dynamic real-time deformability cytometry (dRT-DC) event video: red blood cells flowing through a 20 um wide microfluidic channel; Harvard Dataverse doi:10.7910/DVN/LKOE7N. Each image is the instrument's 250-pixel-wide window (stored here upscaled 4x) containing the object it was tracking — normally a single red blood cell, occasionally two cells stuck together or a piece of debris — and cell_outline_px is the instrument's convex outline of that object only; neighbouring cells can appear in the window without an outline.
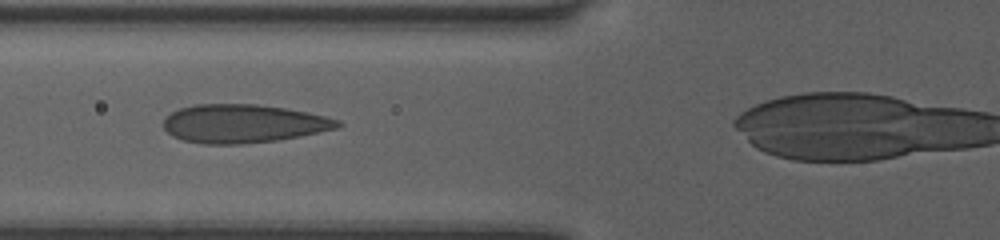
{"species": "human", "species_latin": "Homo sapiens", "temperature_condition": "room temperature", "stored_images_in_passage": 38, "camera_frame_rate_fps": 3000, "um_per_image_px": 0.085, "donor": {"sex": "female"}, "frame": {"image": 1, "passage_image": 14, "time_ms": 4.333, "image_size_px": [1000, 240], "cell_outline_px": [[344, 124], [340, 128], [276, 140], [244, 144], [204, 144], [184, 140], [172, 136], [164, 128], [164, 120], [172, 112], [180, 108], [196, 104], [256, 104], [284, 108], [308, 112], [340, 120]], "centroid_in_image_um": [20.7, 10.51], "position_along_channel_um": 105.1, "area_um2": 38.9}}
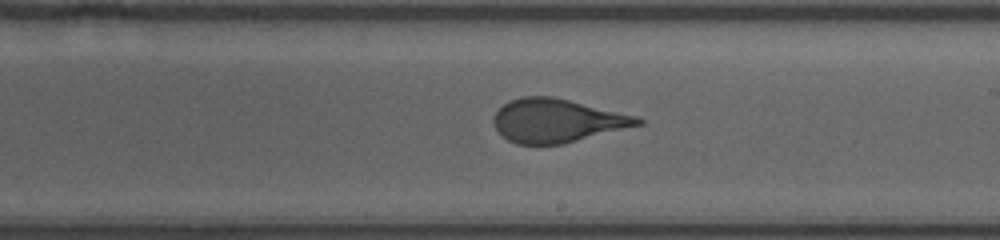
{"frame": {"image": 2, "passage_image": 24, "time_ms": 7.667, "image_size_px": [1000, 240], "cell_outline_px": [[644, 124], [564, 144], [516, 144], [508, 140], [496, 128], [492, 120], [496, 112], [504, 104], [512, 100], [524, 96], [552, 96], [636, 116], [644, 120]], "centroid_in_image_um": [47.36, 10.26], "position_along_channel_um": 241.6, "area_um2": 36.24}}
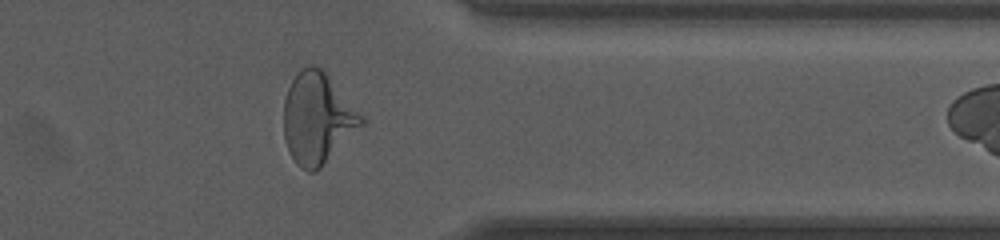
{"frame": {"image": 3, "passage_image": 35, "time_ms": 11.333, "image_size_px": [1000, 240], "cell_outline_px": [[364, 124], [316, 172], [308, 172], [300, 168], [296, 164], [288, 148], [284, 136], [284, 100], [288, 88], [292, 80], [308, 64], [312, 64], [320, 68], [324, 72], [364, 116]], "centroid_in_image_um": [26.98, 10.09], "position_along_channel_um": 384.4, "area_um2": 40.69}}